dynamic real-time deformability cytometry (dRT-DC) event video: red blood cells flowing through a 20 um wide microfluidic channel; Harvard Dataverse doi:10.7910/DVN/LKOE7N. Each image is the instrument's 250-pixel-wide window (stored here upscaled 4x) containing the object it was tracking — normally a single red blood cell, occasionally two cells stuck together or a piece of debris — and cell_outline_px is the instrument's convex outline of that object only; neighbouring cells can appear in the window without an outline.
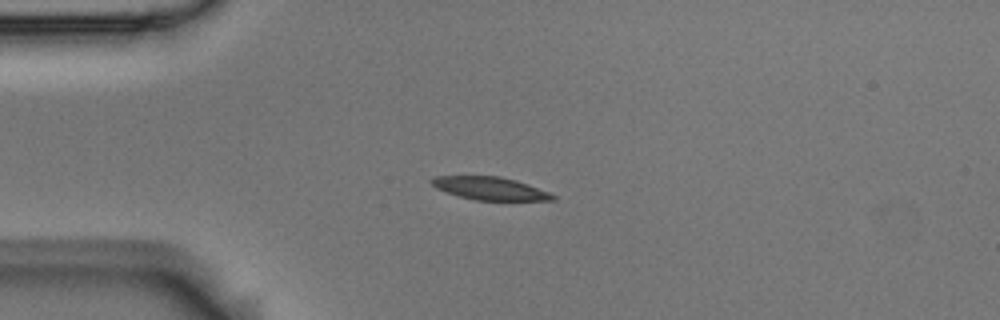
{"species": "Egyptian fruit bat (a non-hibernating species)", "species_latin": "Rousettus aegyptiacus", "temperature_condition": "room temperature", "stored_images_in_passage": 5, "camera_frame_rate_fps": 3000, "um_per_image_px": 0.085, "animal": {"sex": "male"}, "frame": {"image": 1, "passage_image": 3, "time_ms": 0.667, "image_size_px": [1000, 320], "cell_outline_px": [[556, 200], [476, 200], [460, 196], [436, 188], [428, 180], [432, 176], [500, 176], [516, 180], [528, 184], [548, 192], [556, 196]], "centroid_in_image_um": [41.63, 16.0], "position_along_channel_um": 43.4, "area_um2": 16.07}}
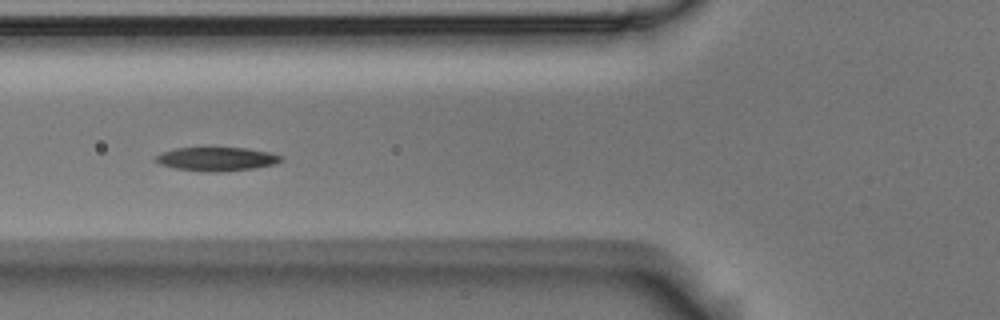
{"frame": {"image": 2, "passage_image": 5, "time_ms": 1.333, "image_size_px": [1000, 320], "cell_outline_px": [[284, 160], [276, 164], [252, 168], [216, 172], [176, 168], [160, 164], [156, 160], [156, 156], [160, 152], [176, 148], [248, 148], [268, 152], [284, 156]], "centroid_in_image_um": [18.46, 13.5], "position_along_channel_um": 107.3, "area_um2": 17.11}}